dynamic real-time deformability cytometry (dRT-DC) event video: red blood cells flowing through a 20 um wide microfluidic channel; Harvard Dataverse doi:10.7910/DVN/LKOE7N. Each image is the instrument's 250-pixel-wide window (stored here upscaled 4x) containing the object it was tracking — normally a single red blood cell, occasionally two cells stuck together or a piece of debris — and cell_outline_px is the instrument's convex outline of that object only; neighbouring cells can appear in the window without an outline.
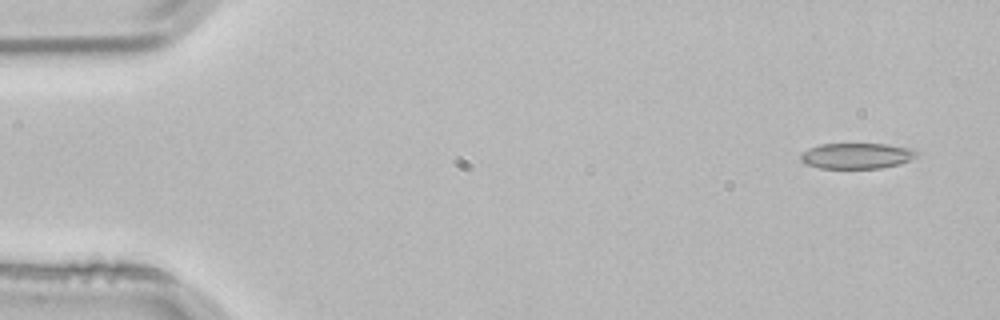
{"species": "common noctule bat (a hibernating species)", "species_latin": "Nyctalus noctula", "temperature_condition": "room temperature", "stored_images_in_passage": 3, "camera_frame_rate_fps": 3000, "um_per_image_px": 0.085, "animal": {"sex": "male", "body_mass_g": 21.5, "forearm_length_mm": 52.0}, "frame": {"image": 1, "passage_image": 1, "time_ms": 0.0, "image_size_px": [1000, 320], "cell_outline_px": [[920, 156], [900, 164], [880, 168], [820, 168], [808, 164], [800, 160], [800, 156], [808, 148], [820, 144], [888, 144], [912, 148], [920, 152]], "centroid_in_image_um": [72.9, 13.24], "position_along_channel_um": 12.1, "area_um2": 17.51}}
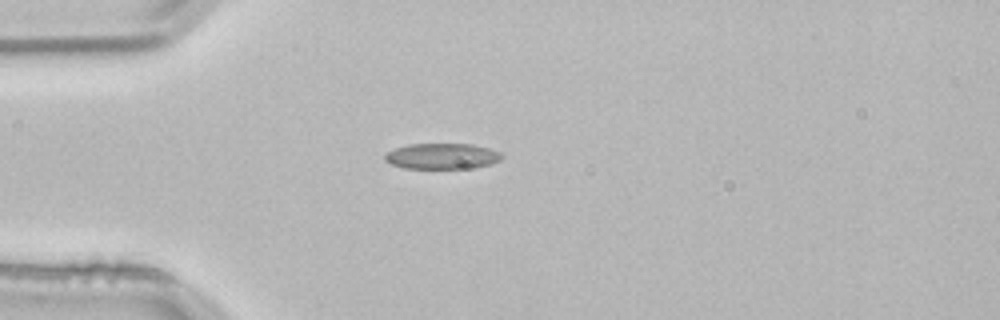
{"frame": {"image": 2, "passage_image": 3, "time_ms": 0.667, "image_size_px": [1000, 320], "cell_outline_px": [[504, 156], [500, 160], [488, 164], [472, 168], [404, 168], [392, 164], [384, 160], [384, 156], [388, 152], [396, 148], [408, 144], [472, 144], [488, 148], [500, 152]], "centroid_in_image_um": [37.58, 13.27], "position_along_channel_um": 47.4, "area_um2": 17.4}}